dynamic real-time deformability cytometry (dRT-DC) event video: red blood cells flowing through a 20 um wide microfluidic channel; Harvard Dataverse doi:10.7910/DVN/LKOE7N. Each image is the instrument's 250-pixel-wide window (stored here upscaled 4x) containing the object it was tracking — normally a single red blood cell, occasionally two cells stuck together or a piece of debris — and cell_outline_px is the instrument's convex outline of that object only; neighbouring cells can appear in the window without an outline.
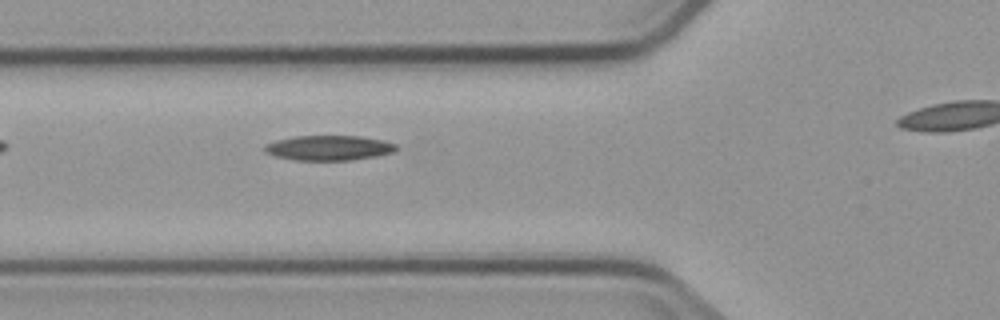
{"species": "common noctule bat (a hibernating species)", "species_latin": "Nyctalus noctula", "temperature_condition": "cold", "stored_images_in_passage": 4, "segment_of_instrument_passage": [1, 2], "camera_frame_rate_fps": 3000, "um_per_image_px": 0.085, "animal": {"sex": "male", "body_mass_g": 23.1, "forearm_length_mm": 52.7}, "frame": {"image": 1, "passage_image": 3, "time_ms": 2.333, "image_size_px": [1000, 320], "cell_outline_px": [[396, 152], [376, 156], [352, 160], [296, 160], [276, 156], [264, 152], [264, 144], [276, 140], [296, 136], [360, 136], [384, 140], [396, 144]], "centroid_in_image_um": [27.96, 12.57], "position_along_channel_um": 97.8, "area_um2": 19.19}}